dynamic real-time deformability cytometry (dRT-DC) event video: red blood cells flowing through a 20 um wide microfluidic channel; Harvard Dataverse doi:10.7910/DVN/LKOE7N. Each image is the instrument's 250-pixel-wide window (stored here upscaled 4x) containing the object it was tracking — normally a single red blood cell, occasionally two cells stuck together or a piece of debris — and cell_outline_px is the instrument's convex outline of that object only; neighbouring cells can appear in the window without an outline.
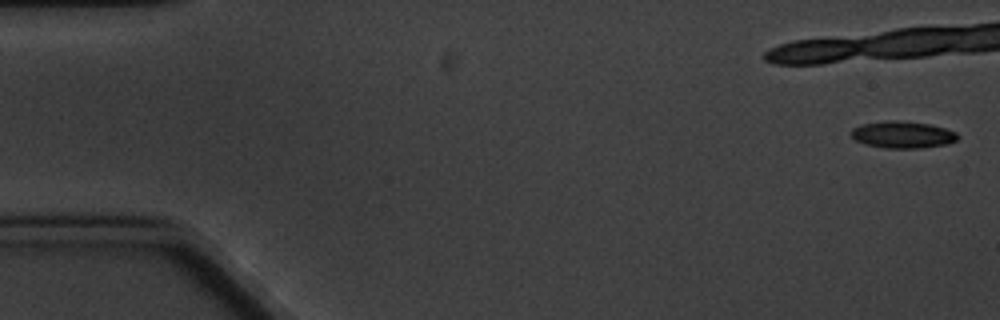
{"species": "common noctule bat (a hibernating species)", "species_latin": "Nyctalus noctula", "temperature_condition": "cold", "stored_images_in_passage": 7, "camera_frame_rate_fps": 3000, "um_per_image_px": 0.085, "animal": {"sex": "male", "body_mass_g": 20.1, "forearm_length_mm": 53.5}, "frame": {"image": 1, "passage_image": 1, "time_ms": 0.0, "image_size_px": [1000, 320], "cell_outline_px": [[960, 136], [956, 140], [948, 144], [920, 148], [888, 148], [868, 144], [856, 140], [852, 136], [852, 128], [864, 124], [928, 124], [944, 128], [956, 132]], "centroid_in_image_um": [76.82, 11.51], "position_along_channel_um": 8.2, "area_um2": 15.37}}